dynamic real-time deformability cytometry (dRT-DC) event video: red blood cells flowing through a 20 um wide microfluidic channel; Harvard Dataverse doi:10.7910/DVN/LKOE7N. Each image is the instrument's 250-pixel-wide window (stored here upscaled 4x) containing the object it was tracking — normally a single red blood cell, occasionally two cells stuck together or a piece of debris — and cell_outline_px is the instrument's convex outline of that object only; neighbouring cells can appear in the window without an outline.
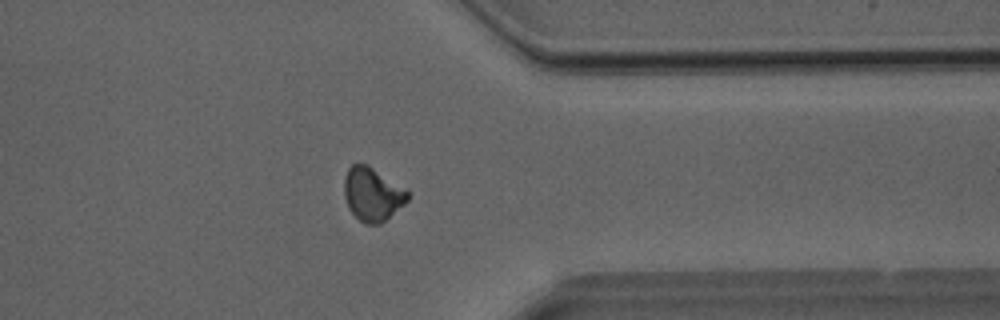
{"species": "Egyptian fruit bat (a non-hibernating species)", "species_latin": "Rousettus aegyptiacus", "temperature_condition": "room temperature", "stored_images_in_passage": 31, "camera_frame_rate_fps": 3000, "um_per_image_px": 0.085, "animal": {"sex": "male"}, "frame": {"image": 1, "passage_image": 22, "time_ms": 7.0, "image_size_px": [1000, 320], "cell_outline_px": [[408, 200], [404, 204], [380, 224], [364, 224], [348, 208], [344, 196], [344, 180], [348, 168], [352, 164], [368, 164], [408, 192]], "centroid_in_image_um": [31.61, 16.51], "position_along_channel_um": 379.8, "area_um2": 19.42}}